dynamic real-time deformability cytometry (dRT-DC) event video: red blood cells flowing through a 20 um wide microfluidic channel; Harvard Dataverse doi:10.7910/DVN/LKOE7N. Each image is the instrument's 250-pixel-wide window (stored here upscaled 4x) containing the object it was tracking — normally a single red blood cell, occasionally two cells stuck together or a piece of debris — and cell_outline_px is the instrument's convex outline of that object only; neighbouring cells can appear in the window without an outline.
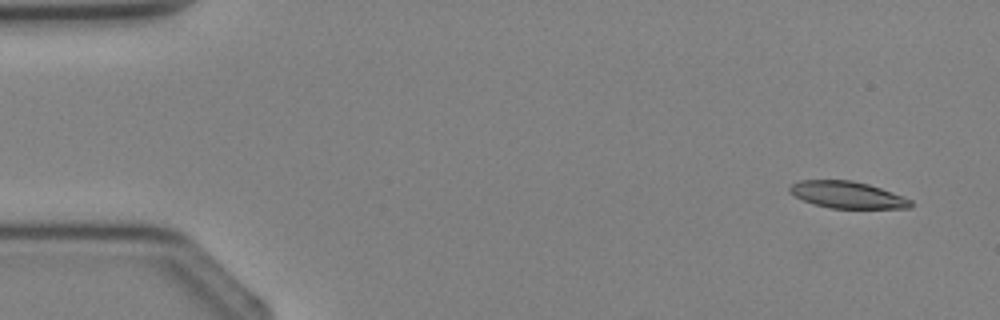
{"species": "Egyptian fruit bat (a non-hibernating species)", "species_latin": "Rousettus aegyptiacus", "temperature_condition": "cold", "stored_images_in_passage": 3, "camera_frame_rate_fps": 3000, "um_per_image_px": 0.085, "animal": {"sex": "female"}, "frame": {"image": 1, "passage_image": 1, "time_ms": 0.0, "image_size_px": [1000, 320], "cell_outline_px": [[912, 208], [828, 208], [804, 200], [788, 192], [788, 188], [792, 184], [800, 180], [852, 180], [868, 184], [892, 192], [912, 200]], "centroid_in_image_um": [72.02, 16.56], "position_along_channel_um": 13.0, "area_um2": 18.79}}